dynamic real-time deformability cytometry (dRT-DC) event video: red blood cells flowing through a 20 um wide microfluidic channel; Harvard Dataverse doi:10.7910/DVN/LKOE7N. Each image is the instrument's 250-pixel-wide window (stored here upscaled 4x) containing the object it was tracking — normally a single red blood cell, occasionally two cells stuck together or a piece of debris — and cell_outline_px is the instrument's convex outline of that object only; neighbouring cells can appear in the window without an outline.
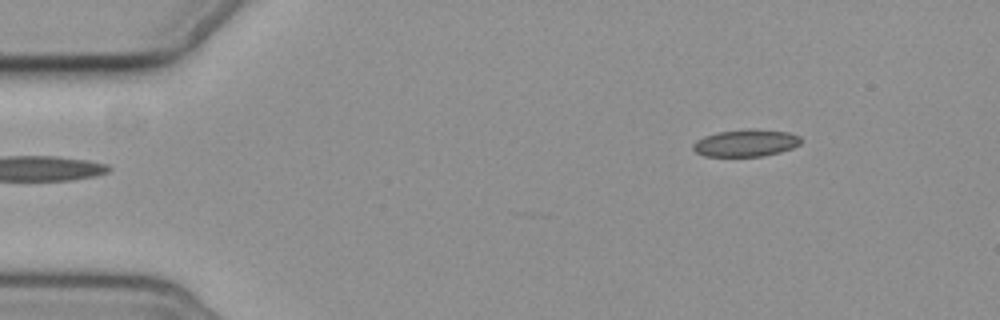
{"species": "common noctule bat (a hibernating species)", "species_latin": "Nyctalus noctula", "temperature_condition": "cold", "stored_images_in_passage": 3, "camera_frame_rate_fps": 3000, "um_per_image_px": 0.085, "animal": {"sex": "female", "body_mass_g": 19.3, "forearm_length_mm": 54.1}, "frame": {"image": 1, "passage_image": 3, "time_ms": 2.333, "image_size_px": [1000, 320], "cell_outline_px": [[800, 144], [792, 148], [780, 152], [764, 156], [704, 156], [696, 152], [692, 148], [692, 144], [696, 140], [704, 136], [716, 132], [748, 128], [756, 128], [788, 132], [800, 136]], "centroid_in_image_um": [63.38, 12.14], "position_along_channel_um": 21.6, "area_um2": 17.28}}